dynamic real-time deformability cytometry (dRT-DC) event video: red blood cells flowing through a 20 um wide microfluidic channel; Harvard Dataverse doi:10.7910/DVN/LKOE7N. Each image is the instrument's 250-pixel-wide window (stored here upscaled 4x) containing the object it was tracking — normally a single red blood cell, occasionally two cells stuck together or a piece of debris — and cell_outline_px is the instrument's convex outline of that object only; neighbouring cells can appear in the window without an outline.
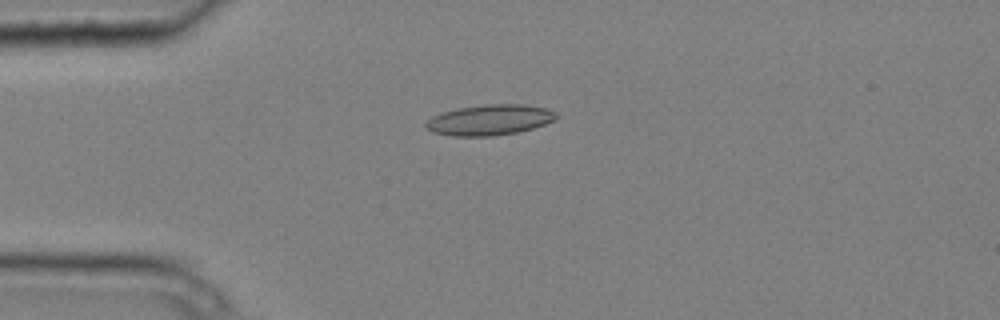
{"species": "common noctule bat (a hibernating species)", "species_latin": "Nyctalus noctula", "temperature_condition": "cold", "stored_images_in_passage": 8, "camera_frame_rate_fps": 3000, "um_per_image_px": 0.085, "animal": {"sex": "male", "body_mass_g": 20.4}, "frame": {"image": 1, "passage_image": 4, "time_ms": 1.0, "image_size_px": [1000, 320], "cell_outline_px": [[560, 116], [556, 120], [532, 128], [516, 132], [492, 136], [452, 136], [432, 132], [424, 128], [424, 124], [432, 116], [440, 112], [456, 108], [484, 104], [524, 104], [544, 108], [556, 112]], "centroid_in_image_um": [41.59, 10.18], "position_along_channel_um": 43.4, "area_um2": 23.47}}
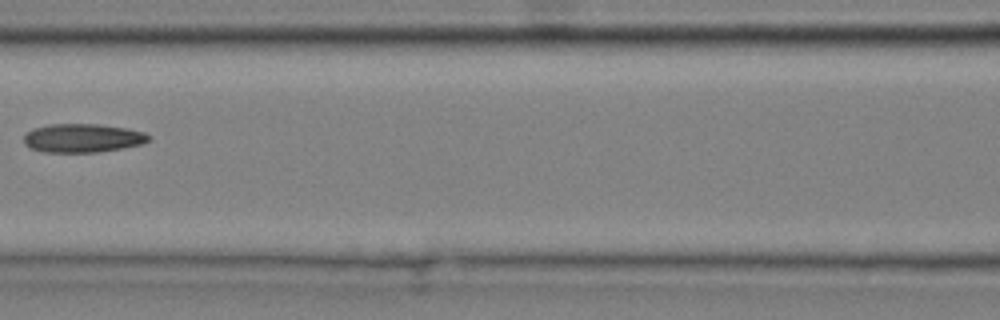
{"frame": {"image": 2, "passage_image": 7, "time_ms": 2.0, "image_size_px": [1000, 320], "cell_outline_px": [[152, 136], [148, 140], [140, 144], [100, 152], [44, 152], [32, 148], [24, 144], [24, 136], [32, 128], [48, 124], [96, 124], [124, 128], [144, 132]], "centroid_in_image_um": [6.99, 11.73], "position_along_channel_um": 159.6, "area_um2": 20.69}}
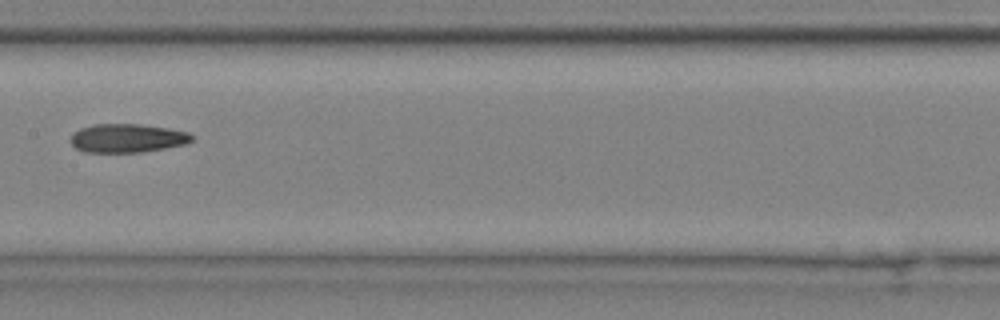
{"frame": {"image": 3, "passage_image": 8, "time_ms": 2.333, "image_size_px": [1000, 320], "cell_outline_px": [[196, 136], [188, 144], [140, 152], [84, 152], [76, 148], [72, 144], [72, 132], [80, 128], [96, 124], [140, 124], [168, 128], [188, 132]], "centroid_in_image_um": [10.86, 11.74], "position_along_channel_um": 196.5, "area_um2": 20.29}}